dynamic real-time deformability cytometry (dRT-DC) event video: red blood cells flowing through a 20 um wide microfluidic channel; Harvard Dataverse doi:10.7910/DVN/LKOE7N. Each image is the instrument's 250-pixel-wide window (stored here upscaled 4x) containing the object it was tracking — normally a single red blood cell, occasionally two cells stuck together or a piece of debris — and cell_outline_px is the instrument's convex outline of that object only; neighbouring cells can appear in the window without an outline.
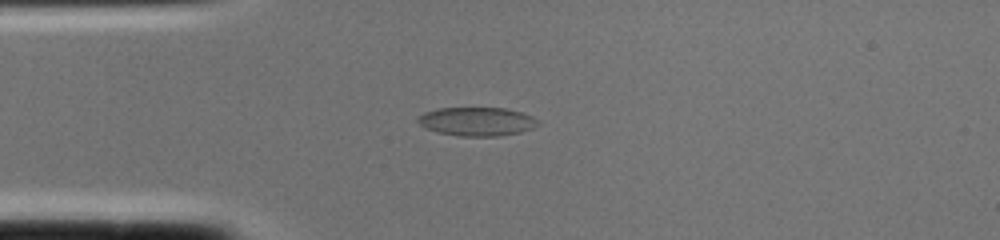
{"species": "common noctule bat (a hibernating species)", "species_latin": "Nyctalus noctula", "temperature_condition": "cold", "stored_images_in_passage": 1, "camera_frame_rate_fps": 3000, "um_per_image_px": 0.085, "animal": {"sex": "female", "body_mass_g": 22.0, "forearm_length_mm": 56.7}, "frame": {"image": 1, "passage_image": 1, "time_ms": 0.0, "image_size_px": [1000, 240], "cell_outline_px": [[540, 124], [532, 128], [520, 132], [496, 136], [456, 136], [436, 132], [420, 124], [416, 120], [416, 116], [424, 112], [436, 108], [504, 108], [520, 112], [532, 116], [540, 120]], "centroid_in_image_um": [40.51, 10.32], "position_along_channel_um": 44.5, "area_um2": 20.17}}